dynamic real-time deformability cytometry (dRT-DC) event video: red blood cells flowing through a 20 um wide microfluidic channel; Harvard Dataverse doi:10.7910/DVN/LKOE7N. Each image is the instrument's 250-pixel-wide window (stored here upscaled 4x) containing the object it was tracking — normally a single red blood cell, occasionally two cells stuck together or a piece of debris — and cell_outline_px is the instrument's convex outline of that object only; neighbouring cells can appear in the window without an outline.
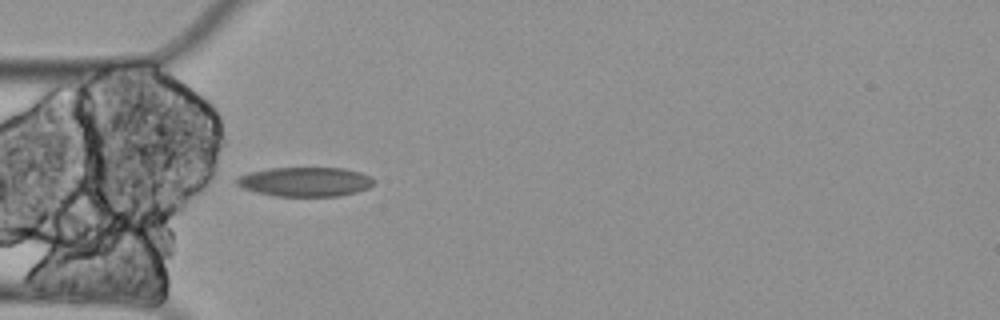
{"species": "Egyptian fruit bat (a non-hibernating species)", "species_latin": "Rousettus aegyptiacus", "temperature_condition": "cold", "stored_images_in_passage": 3, "camera_frame_rate_fps": 3000, "um_per_image_px": 0.085, "animal": {"sex": "female"}, "frame": {"image": 1, "passage_image": 3, "time_ms": 0.667, "image_size_px": [1000, 320], "cell_outline_px": [[376, 180], [368, 188], [356, 192], [340, 196], [276, 196], [256, 192], [244, 188], [236, 184], [236, 176], [248, 172], [268, 168], [344, 168], [360, 172], [372, 176]], "centroid_in_image_um": [25.94, 15.44], "position_along_channel_um": 59.1, "area_um2": 23.64}}